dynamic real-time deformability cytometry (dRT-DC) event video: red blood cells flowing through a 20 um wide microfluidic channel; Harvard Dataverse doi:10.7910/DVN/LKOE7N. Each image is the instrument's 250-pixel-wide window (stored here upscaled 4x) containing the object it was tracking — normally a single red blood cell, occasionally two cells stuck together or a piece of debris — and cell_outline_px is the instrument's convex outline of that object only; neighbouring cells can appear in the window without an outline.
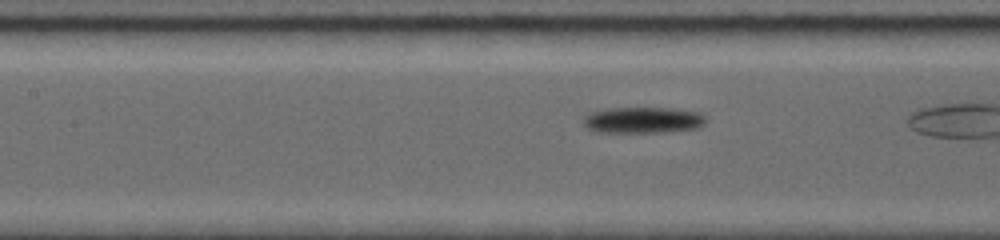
{"species": "common noctule bat (a hibernating species)", "species_latin": "Nyctalus noctula", "temperature_condition": "room temperature", "stored_images_in_passage": 9, "camera_frame_rate_fps": 5000, "um_per_image_px": 0.085, "animal": {"sex": "female", "body_mass_g": 19.0, "forearm_length_mm": 56.7}, "frame": {"image": 1, "passage_image": 6, "time_ms": 2.6, "image_size_px": [1000, 240], "cell_outline_px": [[708, 120], [704, 124], [696, 128], [660, 132], [592, 132], [584, 124], [584, 116], [588, 112], [608, 108], [672, 108], [700, 112]], "centroid_in_image_um": [54.63, 10.2], "position_along_channel_um": 152.8, "area_um2": 18.79}}